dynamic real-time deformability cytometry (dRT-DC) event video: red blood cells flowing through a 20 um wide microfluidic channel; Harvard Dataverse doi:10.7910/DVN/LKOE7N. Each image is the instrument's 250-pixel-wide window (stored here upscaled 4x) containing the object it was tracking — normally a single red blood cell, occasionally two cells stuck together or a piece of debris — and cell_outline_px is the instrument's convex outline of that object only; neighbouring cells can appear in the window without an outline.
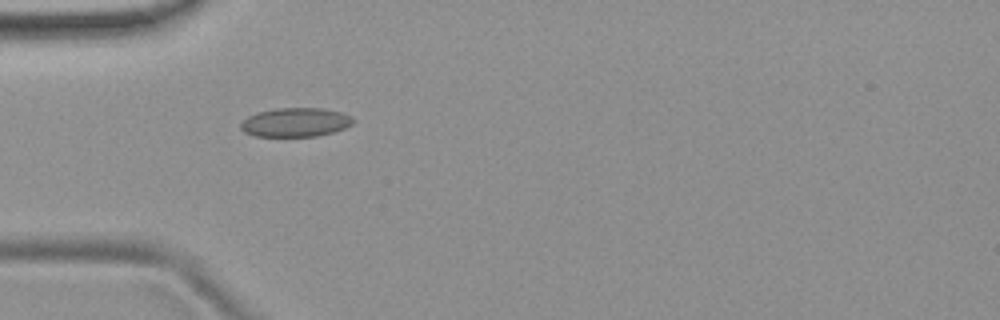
{"species": "common noctule bat (a hibernating species)", "species_latin": "Nyctalus noctula", "temperature_condition": "room temperature", "stored_images_in_passage": 5, "camera_frame_rate_fps": 3000, "um_per_image_px": 0.085, "animal": {"sex": "female", "body_mass_g": 19.9}, "frame": {"image": 1, "passage_image": 4, "time_ms": 3.333, "image_size_px": [1000, 320], "cell_outline_px": [[356, 120], [352, 124], [344, 128], [332, 132], [316, 136], [256, 136], [244, 132], [240, 128], [240, 124], [248, 116], [256, 112], [276, 108], [324, 108], [340, 112], [352, 116]], "centroid_in_image_um": [25.12, 10.38], "position_along_channel_um": 59.9, "area_um2": 19.02}}
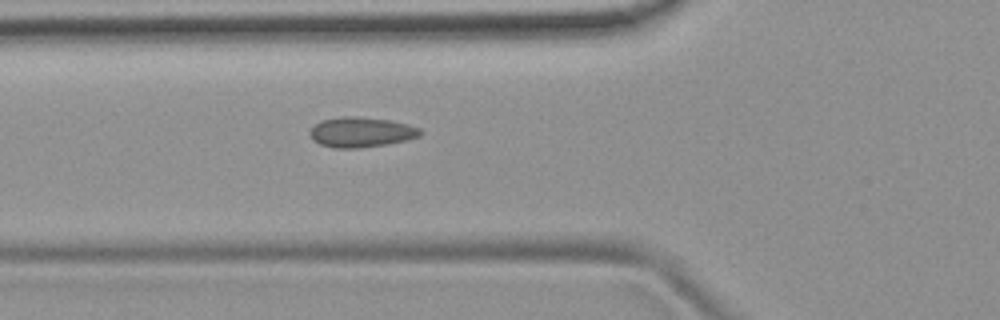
{"frame": {"image": 2, "passage_image": 5, "time_ms": 4.333, "image_size_px": [1000, 320], "cell_outline_px": [[424, 132], [420, 136], [408, 140], [388, 144], [360, 148], [332, 148], [320, 144], [312, 140], [308, 136], [308, 132], [320, 120], [344, 116], [356, 116], [388, 120], [408, 124], [420, 128]], "centroid_in_image_um": [30.69, 11.24], "position_along_channel_um": 95.1, "area_um2": 19.65}}